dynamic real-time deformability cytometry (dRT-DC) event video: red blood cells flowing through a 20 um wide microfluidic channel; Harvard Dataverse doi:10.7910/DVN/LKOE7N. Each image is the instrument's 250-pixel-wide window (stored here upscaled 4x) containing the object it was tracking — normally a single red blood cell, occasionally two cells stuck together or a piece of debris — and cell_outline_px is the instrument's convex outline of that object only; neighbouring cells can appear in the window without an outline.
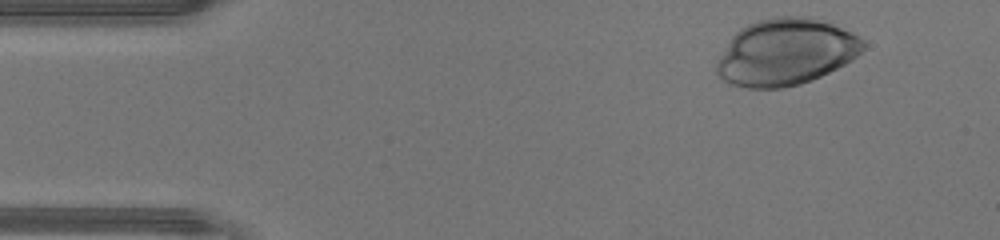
{"species": "human", "species_latin": "Homo sapiens", "temperature_condition": "warm", "stored_images_in_passage": 35, "camera_frame_rate_fps": 3000, "um_per_image_px": 0.085, "donor": {"sex": "male"}, "frame": {"image": 1, "passage_image": 2, "time_ms": 0.333, "image_size_px": [1000, 240], "cell_outline_px": [[864, 48], [852, 60], [812, 80], [800, 84], [784, 88], [748, 88], [728, 84], [716, 72], [716, 64], [720, 56], [732, 36], [740, 28], [748, 24], [760, 20], [776, 16], [812, 16], [852, 32], [864, 40]], "centroid_in_image_um": [66.79, 4.42], "position_along_channel_um": 18.2, "area_um2": 56.76}}
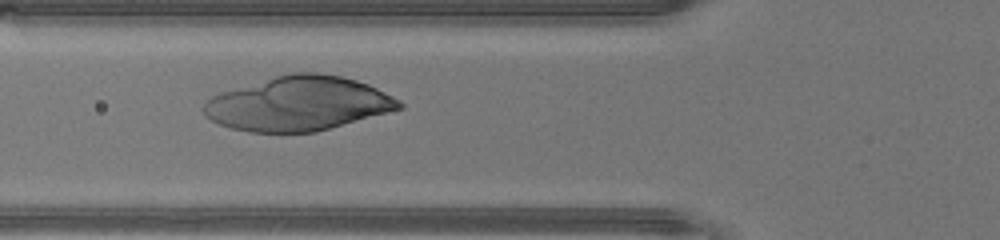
{"frame": {"image": 2, "passage_image": 14, "time_ms": 4.333, "image_size_px": [1000, 240], "cell_outline_px": [[404, 108], [316, 132], [252, 132], [232, 128], [220, 124], [212, 120], [204, 112], [204, 104], [212, 96], [220, 92], [276, 76], [292, 72], [320, 72], [340, 76], [356, 80], [368, 84], [400, 100], [404, 104]], "centroid_in_image_um": [25.4, 8.8], "position_along_channel_um": 100.4, "area_um2": 61.44}}
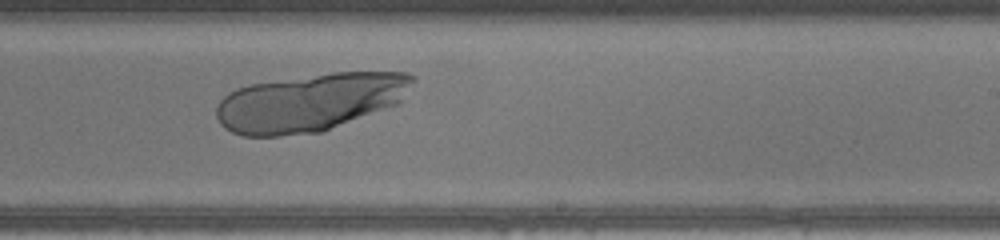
{"frame": {"image": 3, "passage_image": 25, "time_ms": 8.0, "image_size_px": [1000, 240], "cell_outline_px": [[416, 80], [400, 104], [320, 132], [280, 136], [244, 136], [232, 132], [224, 128], [220, 124], [216, 116], [216, 104], [228, 92], [236, 88], [248, 84], [332, 72], [408, 72], [416, 76]], "centroid_in_image_um": [26.36, 8.69], "position_along_channel_um": 262.6, "area_um2": 66.87}}